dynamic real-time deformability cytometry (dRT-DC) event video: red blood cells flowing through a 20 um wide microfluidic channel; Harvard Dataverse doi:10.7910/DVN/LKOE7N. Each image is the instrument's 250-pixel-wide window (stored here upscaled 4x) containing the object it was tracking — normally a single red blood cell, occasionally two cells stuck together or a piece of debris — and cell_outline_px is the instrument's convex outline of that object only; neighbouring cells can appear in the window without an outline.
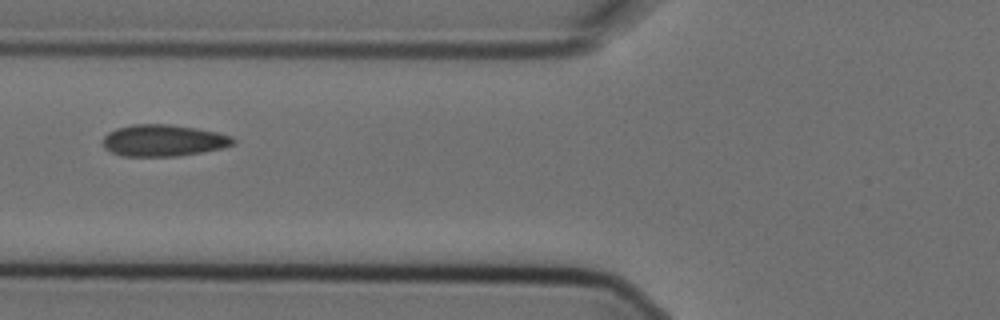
{"species": "Egyptian fruit bat (a non-hibernating species)", "species_latin": "Rousettus aegyptiacus", "temperature_condition": "cold", "stored_images_in_passage": 3, "camera_frame_rate_fps": 3000, "um_per_image_px": 0.085, "animal": {"sex": "female"}, "frame": {"image": 1, "passage_image": 3, "time_ms": 0.667, "image_size_px": [1000, 320], "cell_outline_px": [[236, 144], [220, 148], [180, 156], [120, 156], [104, 148], [104, 136], [108, 132], [116, 128], [132, 124], [168, 124], [196, 128], [216, 132], [232, 136], [236, 140]], "centroid_in_image_um": [13.88, 11.94], "position_along_channel_um": 111.9, "area_um2": 24.04}}